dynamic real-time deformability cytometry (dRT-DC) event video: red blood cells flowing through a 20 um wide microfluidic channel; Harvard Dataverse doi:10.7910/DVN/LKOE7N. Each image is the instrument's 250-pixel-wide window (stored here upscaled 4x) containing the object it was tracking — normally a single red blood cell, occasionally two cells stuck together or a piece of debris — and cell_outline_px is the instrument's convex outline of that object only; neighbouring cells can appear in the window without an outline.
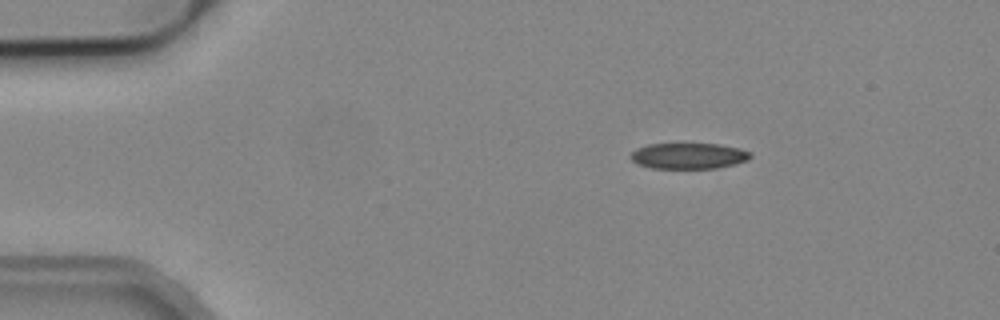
{"species": "common noctule bat (a hibernating species)", "species_latin": "Nyctalus noctula", "temperature_condition": "cold", "stored_images_in_passage": 4, "camera_frame_rate_fps": 3000, "um_per_image_px": 0.085, "animal": {"sex": "male", "body_mass_g": 19.2, "forearm_length_mm": 51.8}, "frame": {"image": 1, "passage_image": 1, "time_ms": 0.0, "image_size_px": [1000, 320], "cell_outline_px": [[752, 156], [748, 160], [736, 164], [716, 168], [652, 168], [640, 164], [632, 160], [632, 152], [636, 148], [648, 144], [720, 144], [740, 148], [752, 152]], "centroid_in_image_um": [58.6, 13.24], "position_along_channel_um": 26.4, "area_um2": 18.03}}